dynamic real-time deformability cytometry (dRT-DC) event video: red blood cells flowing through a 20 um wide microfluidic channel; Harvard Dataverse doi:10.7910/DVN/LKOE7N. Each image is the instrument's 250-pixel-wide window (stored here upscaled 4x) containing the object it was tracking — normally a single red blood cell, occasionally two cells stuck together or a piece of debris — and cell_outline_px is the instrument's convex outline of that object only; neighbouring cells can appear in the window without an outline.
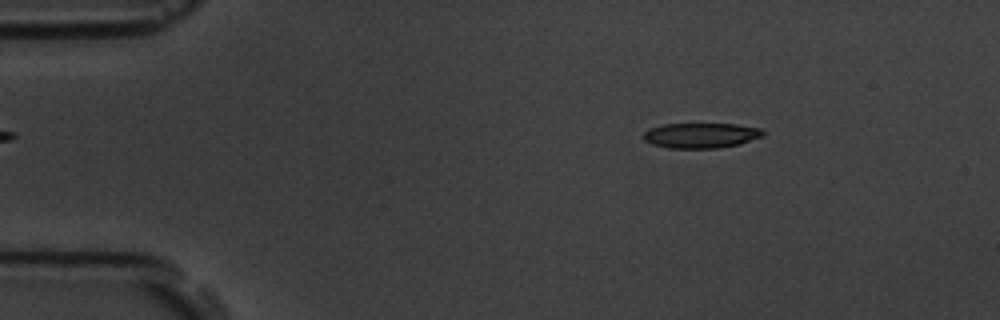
{"species": "common noctule bat (a hibernating species)", "species_latin": "Nyctalus noctula", "temperature_condition": "room temperature", "stored_images_in_passage": 6, "camera_frame_rate_fps": 3000, "um_per_image_px": 0.085, "animal": {"sex": "male", "body_mass_g": 19.5, "forearm_length_mm": 54.6}, "frame": {"image": 1, "passage_image": 2, "time_ms": 1.333, "image_size_px": [1000, 320], "cell_outline_px": [[764, 136], [740, 144], [720, 148], [668, 148], [652, 144], [644, 140], [644, 132], [652, 128], [664, 124], [736, 124], [760, 128], [764, 132]], "centroid_in_image_um": [59.62, 11.52], "position_along_channel_um": 25.4, "area_um2": 17.51}}
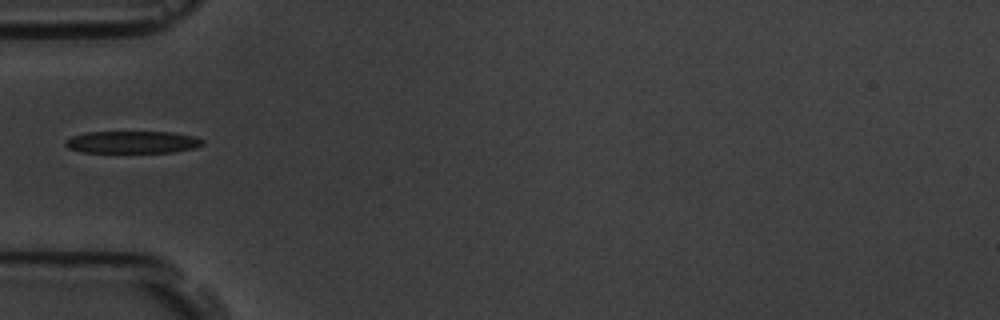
{"frame": {"image": 2, "passage_image": 5, "time_ms": 4.667, "image_size_px": [1000, 320], "cell_outline_px": [[204, 144], [192, 148], [172, 152], [80, 152], [68, 148], [64, 144], [64, 140], [72, 136], [88, 132], [172, 132], [196, 136], [204, 140]], "centroid_in_image_um": [11.24, 12.07], "position_along_channel_um": 73.8, "area_um2": 17.8}}
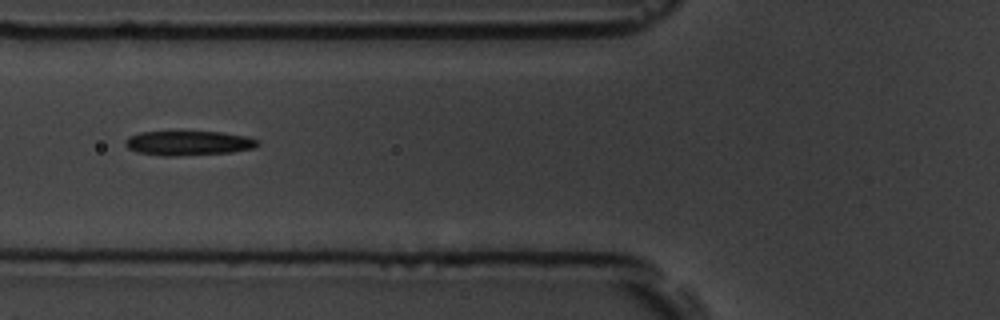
{"frame": {"image": 3, "passage_image": 6, "time_ms": 5.667, "image_size_px": [1000, 320], "cell_outline_px": [[260, 144], [252, 148], [232, 152], [176, 156], [164, 156], [136, 152], [128, 148], [124, 144], [124, 140], [128, 136], [140, 132], [220, 132], [248, 136], [260, 140]], "centroid_in_image_um": [16.01, 12.16], "position_along_channel_um": 109.8, "area_um2": 19.02}}